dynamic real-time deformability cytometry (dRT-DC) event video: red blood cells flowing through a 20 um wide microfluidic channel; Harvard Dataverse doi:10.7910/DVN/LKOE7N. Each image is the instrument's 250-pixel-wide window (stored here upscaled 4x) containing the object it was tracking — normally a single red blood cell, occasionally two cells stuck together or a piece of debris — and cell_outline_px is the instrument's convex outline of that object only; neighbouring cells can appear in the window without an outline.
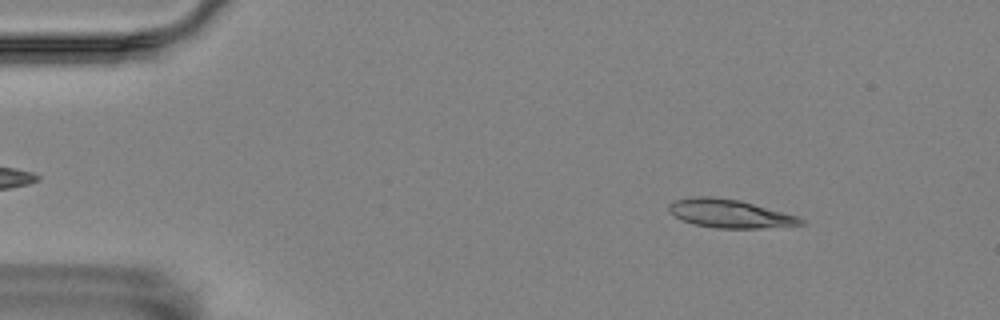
{"species": "Egyptian fruit bat (a non-hibernating species)", "species_latin": "Rousettus aegyptiacus", "temperature_condition": "room temperature", "stored_images_in_passage": 56, "camera_frame_rate_fps": 3000, "um_per_image_px": 0.085, "animal": {"sex": "female"}, "frame": {"image": 1, "passage_image": 7, "time_ms": 2.0, "image_size_px": [1000, 320], "cell_outline_px": [[804, 224], [760, 228], [716, 228], [692, 224], [676, 216], [668, 208], [668, 204], [676, 200], [696, 196], [712, 196], [740, 200], [796, 216], [804, 220]], "centroid_in_image_um": [62.01, 18.15], "position_along_channel_um": 23.0, "area_um2": 21.44}}
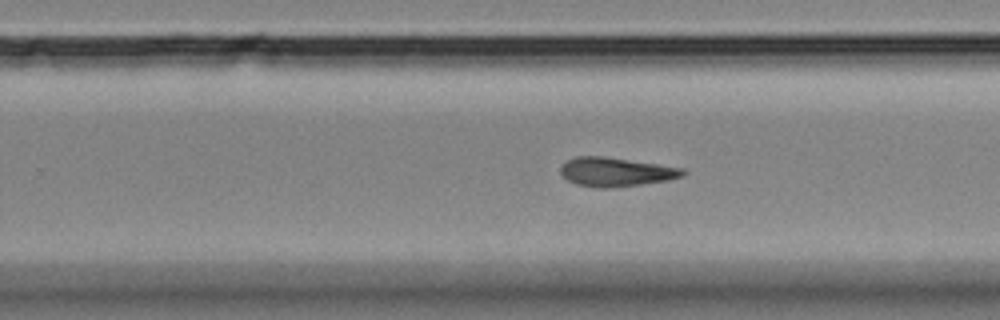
{"frame": {"image": 2, "passage_image": 35, "time_ms": 11.333, "image_size_px": [1000, 320], "cell_outline_px": [[688, 172], [684, 176], [668, 180], [612, 188], [596, 188], [576, 184], [568, 180], [560, 172], [560, 168], [568, 160], [576, 156], [604, 156], [660, 164], [684, 168]], "centroid_in_image_um": [52.39, 14.61], "position_along_channel_um": 277.4, "area_um2": 20.75}}
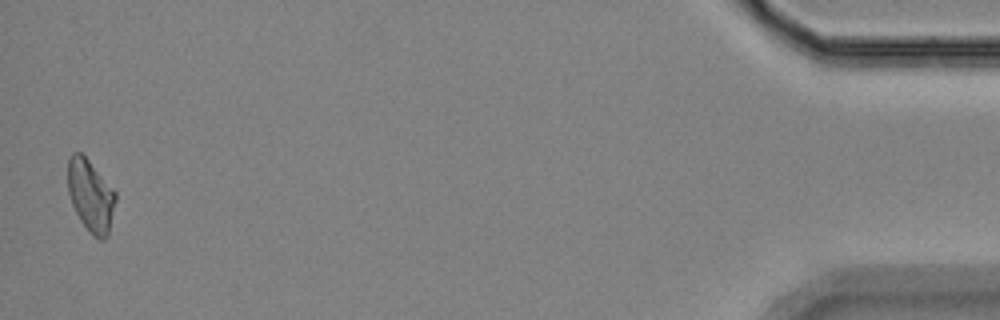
{"frame": {"image": 3, "passage_image": 55, "time_ms": 18.0, "image_size_px": [1000, 320], "cell_outline_px": [[116, 200], [108, 236], [104, 240], [100, 240], [92, 236], [88, 232], [80, 220], [72, 204], [68, 192], [68, 156], [72, 152], [80, 152], [88, 160], [116, 192]], "centroid_in_image_um": [7.7, 16.66], "position_along_channel_um": 427.5, "area_um2": 20.11}}